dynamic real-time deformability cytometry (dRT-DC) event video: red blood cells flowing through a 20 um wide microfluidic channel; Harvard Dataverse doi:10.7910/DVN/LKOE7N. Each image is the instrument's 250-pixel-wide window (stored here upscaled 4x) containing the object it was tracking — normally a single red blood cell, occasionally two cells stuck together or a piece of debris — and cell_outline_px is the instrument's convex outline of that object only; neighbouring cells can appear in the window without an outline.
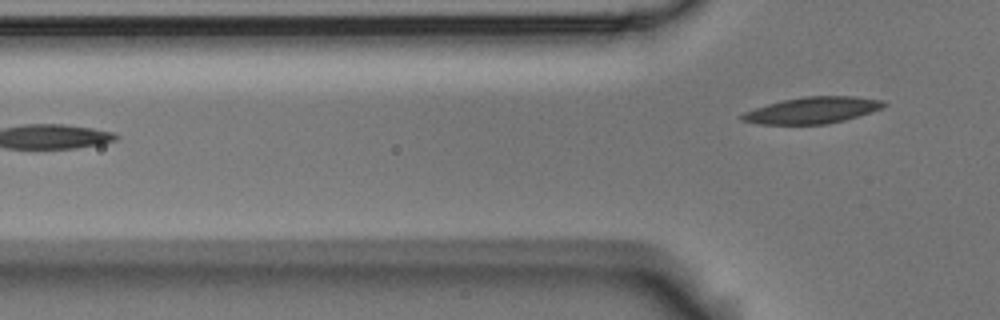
{"species": "Egyptian fruit bat (a non-hibernating species)", "species_latin": "Rousettus aegyptiacus", "temperature_condition": "room temperature", "stored_images_in_passage": 6, "camera_frame_rate_fps": 3000, "um_per_image_px": 0.085, "animal": {"sex": "male"}, "frame": {"image": 1, "passage_image": 6, "time_ms": 1.667, "image_size_px": [1000, 320], "cell_outline_px": [[888, 104], [872, 112], [844, 120], [828, 124], [760, 124], [740, 120], [740, 116], [744, 112], [780, 100], [804, 96], [856, 96], [884, 100]], "centroid_in_image_um": [69.07, 9.36], "position_along_channel_um": 56.7, "area_um2": 21.91}}